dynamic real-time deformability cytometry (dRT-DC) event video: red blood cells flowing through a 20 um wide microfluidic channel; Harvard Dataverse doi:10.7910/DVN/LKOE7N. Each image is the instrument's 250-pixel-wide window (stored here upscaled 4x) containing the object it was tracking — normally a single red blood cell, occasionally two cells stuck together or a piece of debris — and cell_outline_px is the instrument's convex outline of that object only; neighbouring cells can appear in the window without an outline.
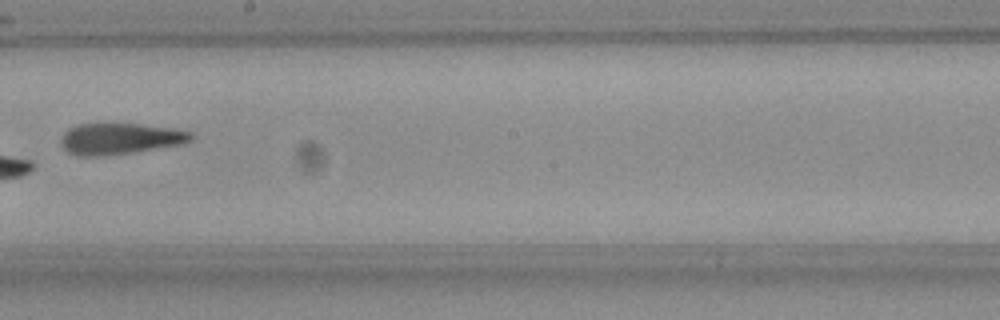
{"species": "Egyptian fruit bat (a non-hibernating species)", "species_latin": "Rousettus aegyptiacus", "temperature_condition": "room temperature", "stored_images_in_passage": 8, "camera_frame_rate_fps": 3000, "um_per_image_px": 0.085, "frame": {"image": 1, "passage_image": 8, "time_ms": 2.333, "image_size_px": [1000, 320], "cell_outline_px": [[192, 140], [184, 144], [128, 152], [96, 156], [76, 156], [68, 152], [60, 144], [60, 140], [64, 132], [68, 128], [80, 124], [112, 120], [116, 120], [176, 128], [192, 132]], "centroid_in_image_um": [10.19, 11.72], "position_along_channel_um": 238.0, "area_um2": 24.62}}